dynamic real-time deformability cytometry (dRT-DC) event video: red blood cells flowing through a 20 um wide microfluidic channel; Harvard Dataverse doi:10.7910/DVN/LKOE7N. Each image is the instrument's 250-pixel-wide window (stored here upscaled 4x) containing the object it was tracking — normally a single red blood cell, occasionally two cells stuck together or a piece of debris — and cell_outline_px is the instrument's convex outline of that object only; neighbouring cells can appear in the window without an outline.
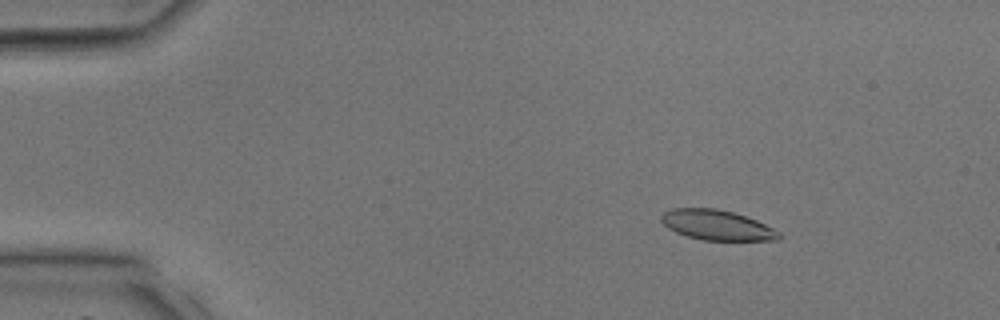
{"species": "common noctule bat (a hibernating species)", "species_latin": "Nyctalus noctula", "temperature_condition": "room temperature", "stored_images_in_passage": 38, "camera_frame_rate_fps": 3000, "um_per_image_px": 0.085, "animal": {"sex": "male", "body_mass_g": 17.9, "forearm_length_mm": 54.2}, "frame": {"image": 1, "passage_image": 6, "time_ms": 1.667, "image_size_px": [1000, 320], "cell_outline_px": [[780, 240], [704, 240], [688, 236], [676, 232], [668, 228], [660, 220], [660, 216], [664, 212], [672, 208], [716, 208], [732, 212], [756, 220], [780, 232]], "centroid_in_image_um": [60.91, 19.13], "position_along_channel_um": 24.1, "area_um2": 20.46}}
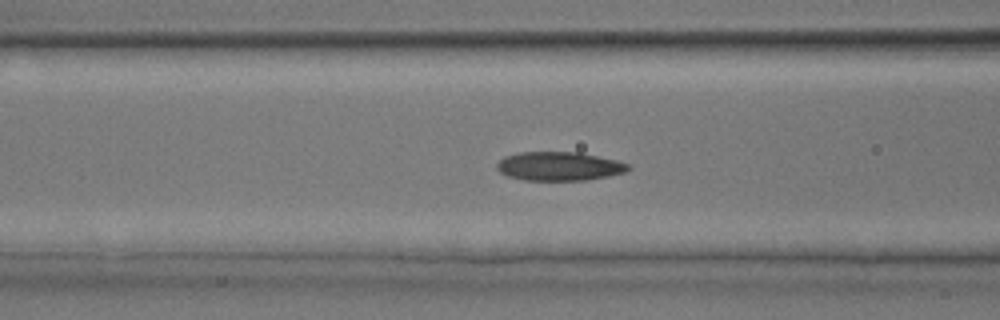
{"frame": {"image": 2, "passage_image": 16, "time_ms": 5.0, "image_size_px": [1000, 320], "cell_outline_px": [[632, 168], [624, 172], [608, 176], [588, 180], [524, 180], [508, 176], [500, 172], [496, 168], [496, 164], [504, 156], [520, 152], [580, 152], [616, 160], [628, 164]], "centroid_in_image_um": [47.52, 14.13], "position_along_channel_um": 119.1, "area_um2": 22.08}}
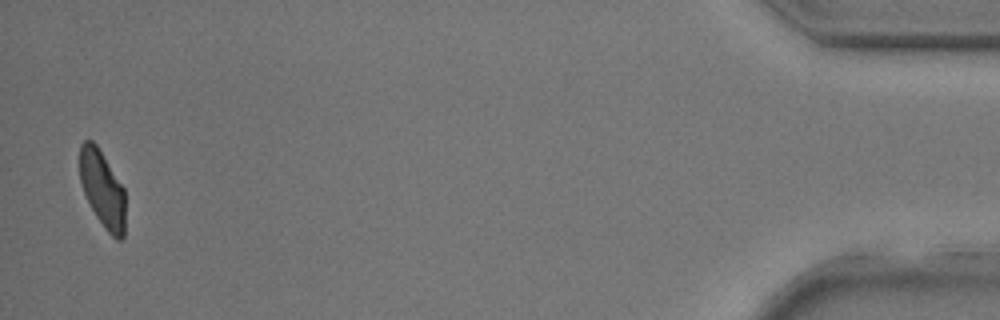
{"frame": {"image": 3, "passage_image": 38, "time_ms": 12.333, "image_size_px": [1000, 320], "cell_outline_px": [[124, 236], [120, 240], [116, 240], [104, 228], [96, 216], [84, 192], [80, 180], [80, 144], [84, 140], [92, 140], [96, 144], [124, 188]], "centroid_in_image_um": [8.7, 16.07], "position_along_channel_um": 426.5, "area_um2": 20.11}}